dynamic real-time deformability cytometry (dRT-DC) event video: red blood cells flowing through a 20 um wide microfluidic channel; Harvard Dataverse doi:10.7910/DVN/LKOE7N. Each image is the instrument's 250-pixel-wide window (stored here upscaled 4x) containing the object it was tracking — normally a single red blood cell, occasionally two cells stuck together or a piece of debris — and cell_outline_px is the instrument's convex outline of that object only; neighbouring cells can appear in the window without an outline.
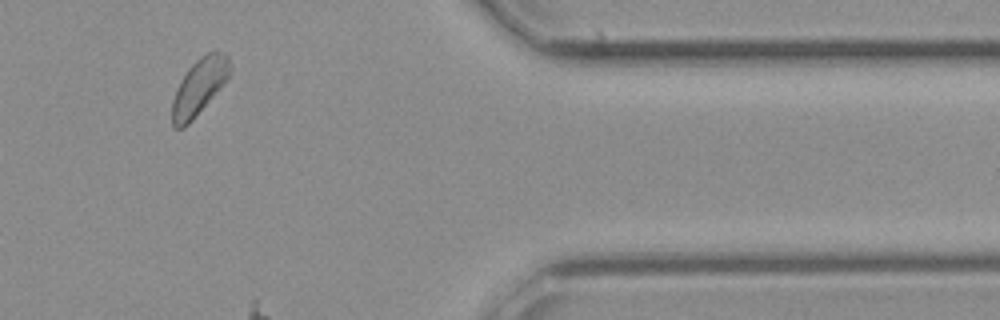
{"species": "common noctule bat (a hibernating species)", "species_latin": "Nyctalus noctula", "temperature_condition": "cold", "stored_images_in_passage": 28, "camera_frame_rate_fps": 3000, "um_per_image_px": 0.085, "animal": {"sex": "female", "body_mass_g": 21.9}, "frame": {"image": 1, "passage_image": 26, "time_ms": 8.333, "image_size_px": [1000, 320], "cell_outline_px": [[232, 72], [220, 88], [192, 120], [184, 128], [172, 128], [172, 100], [176, 88], [180, 80], [188, 68], [200, 56], [216, 48], [228, 52], [232, 68]], "centroid_in_image_um": [16.96, 7.3], "position_along_channel_um": 394.4, "area_um2": 19.36}}